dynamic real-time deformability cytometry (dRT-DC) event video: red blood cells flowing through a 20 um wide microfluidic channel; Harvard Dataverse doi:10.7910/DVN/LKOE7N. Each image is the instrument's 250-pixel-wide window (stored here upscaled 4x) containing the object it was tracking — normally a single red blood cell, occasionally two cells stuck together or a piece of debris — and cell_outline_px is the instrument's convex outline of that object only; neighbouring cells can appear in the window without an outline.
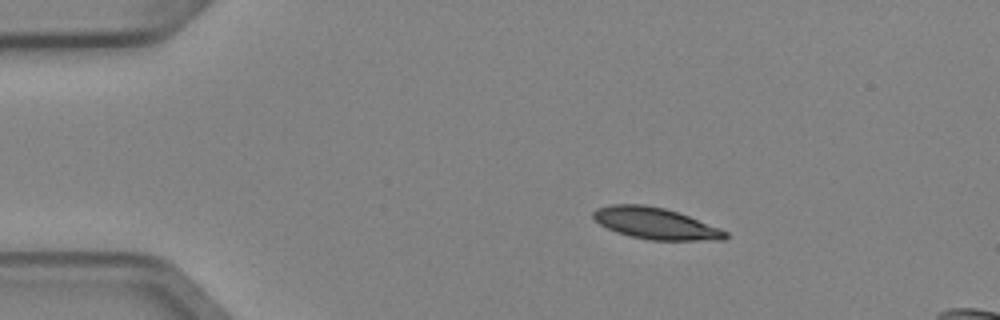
{"species": "Egyptian fruit bat (a non-hibernating species)", "species_latin": "Rousettus aegyptiacus", "temperature_condition": "cold", "stored_images_in_passage": 4, "camera_frame_rate_fps": 3000, "um_per_image_px": 0.085, "animal": {"sex": "female"}, "frame": {"image": 1, "passage_image": 1, "time_ms": 0.0, "image_size_px": [1000, 320], "cell_outline_px": [[728, 236], [724, 240], [652, 240], [632, 236], [616, 232], [600, 224], [592, 216], [592, 212], [596, 208], [612, 204], [644, 204], [664, 208], [688, 216], [720, 228], [728, 232]], "centroid_in_image_um": [55.71, 18.98], "position_along_channel_um": 29.3, "area_um2": 24.04}}
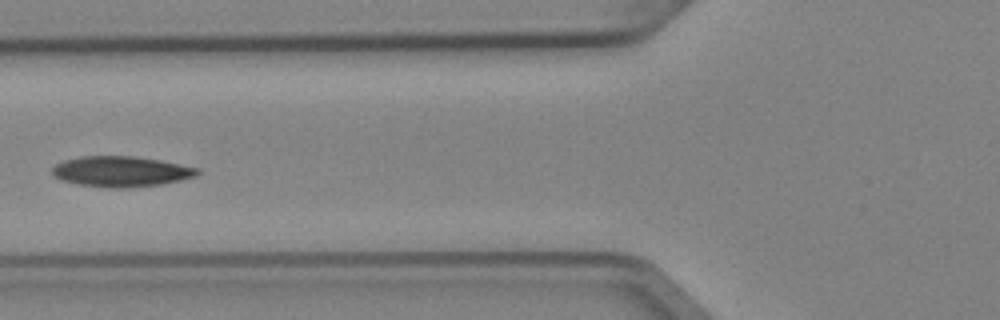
{"frame": {"image": 2, "passage_image": 4, "time_ms": 1.0, "image_size_px": [1000, 320], "cell_outline_px": [[200, 172], [196, 176], [180, 180], [160, 184], [124, 188], [112, 188], [80, 184], [60, 180], [52, 172], [52, 168], [56, 164], [64, 160], [80, 156], [136, 156], [160, 160], [200, 168]], "centroid_in_image_um": [10.31, 14.56], "position_along_channel_um": 115.5, "area_um2": 25.72}}